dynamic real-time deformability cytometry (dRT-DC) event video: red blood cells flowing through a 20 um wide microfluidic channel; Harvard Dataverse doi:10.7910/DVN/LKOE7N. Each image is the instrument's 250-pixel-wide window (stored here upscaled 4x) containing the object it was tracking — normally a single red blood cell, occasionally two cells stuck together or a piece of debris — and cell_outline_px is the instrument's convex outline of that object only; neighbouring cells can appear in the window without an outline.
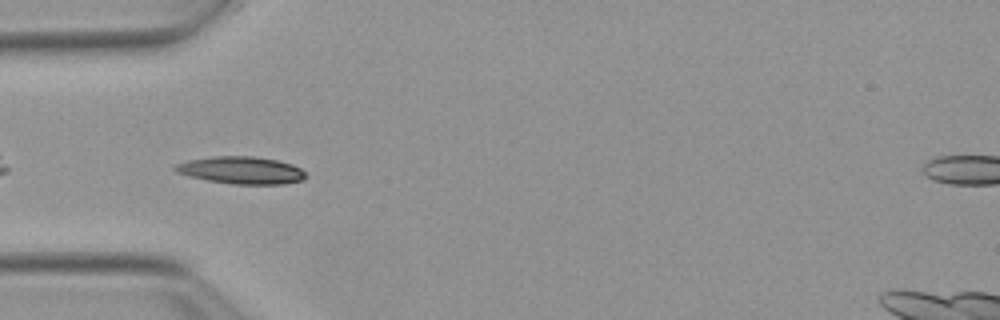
{"species": "Egyptian fruit bat (a non-hibernating species)", "species_latin": "Rousettus aegyptiacus", "temperature_condition": "warm", "stored_images_in_passage": 38, "camera_frame_rate_fps": 3000, "um_per_image_px": 0.085, "animal": {"sex": "female"}, "frame": {"image": 1, "passage_image": 2, "time_ms": 0.333, "image_size_px": [1000, 320], "cell_outline_px": [[308, 176], [304, 180], [284, 184], [232, 184], [208, 180], [188, 176], [176, 172], [172, 168], [176, 164], [188, 160], [212, 156], [256, 156], [276, 160], [292, 164], [300, 168]], "centroid_in_image_um": [20.51, 14.47], "position_along_channel_um": 64.5, "area_um2": 20.92}}
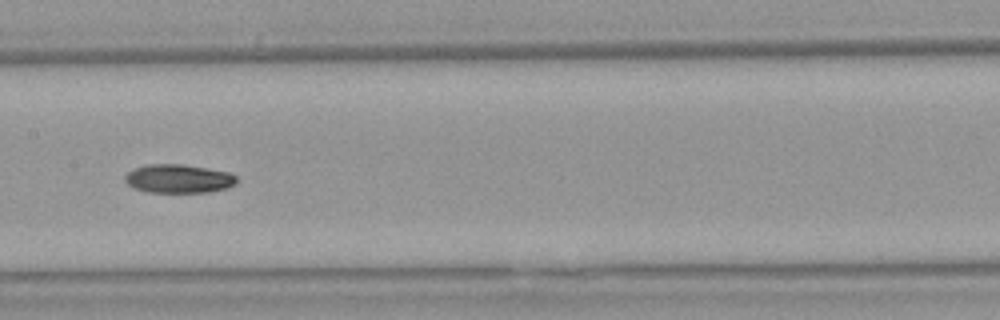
{"frame": {"image": 2, "passage_image": 12, "time_ms": 3.667, "image_size_px": [1000, 320], "cell_outline_px": [[236, 184], [228, 188], [208, 192], [148, 192], [136, 188], [128, 184], [124, 180], [124, 176], [132, 168], [144, 164], [184, 164], [208, 168], [228, 172], [236, 176]], "centroid_in_image_um": [15.17, 15.17], "position_along_channel_um": 192.2, "area_um2": 18.79}}
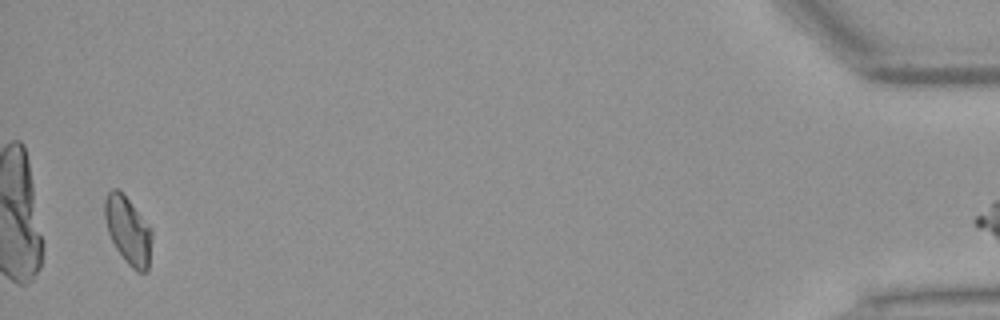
{"frame": {"image": 3, "passage_image": 37, "time_ms": 12.0, "image_size_px": [1000, 320], "cell_outline_px": [[152, 236], [148, 272], [136, 272], [124, 260], [116, 248], [108, 232], [104, 220], [104, 200], [108, 192], [112, 188], [116, 188], [128, 200], [152, 228]], "centroid_in_image_um": [10.88, 19.61], "position_along_channel_um": 424.3, "area_um2": 18.55}, "authors_computed_cell_mechanics": {"area_um2": 18.6694, "velocity_mm_per_s": 3.8612, "shape_relaxation_time_tau1_ms": 9.2976, "shape_relaxation_time_tau2_ms": 6.1503, "deformation_change_tau1": 0.2151, "deformation_change_tau2": 0.1091}}